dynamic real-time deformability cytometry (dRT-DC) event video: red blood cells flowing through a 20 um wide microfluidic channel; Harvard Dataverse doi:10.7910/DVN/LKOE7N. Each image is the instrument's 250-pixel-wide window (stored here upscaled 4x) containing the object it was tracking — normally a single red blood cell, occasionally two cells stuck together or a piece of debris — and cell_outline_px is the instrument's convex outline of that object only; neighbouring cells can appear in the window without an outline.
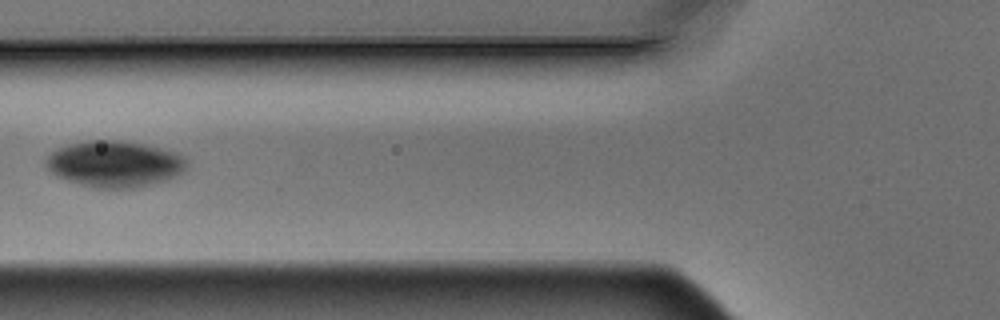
{"species": "Egyptian fruit bat (a non-hibernating species)", "species_latin": "Rousettus aegyptiacus", "temperature_condition": "warm", "stored_images_in_passage": 6, "camera_frame_rate_fps": 3000, "um_per_image_px": 0.085, "animal": {"sex": "male"}, "frame": {"image": 1, "passage_image": 6, "time_ms": 1.667, "image_size_px": [1000, 320], "cell_outline_px": [[188, 168], [184, 172], [168, 180], [132, 188], [92, 188], [56, 176], [44, 164], [48, 156], [52, 152], [60, 148], [72, 144], [92, 140], [116, 140], [144, 144], [180, 152], [188, 160]], "centroid_in_image_um": [9.82, 13.94], "position_along_channel_um": 116.0, "area_um2": 38.09}}